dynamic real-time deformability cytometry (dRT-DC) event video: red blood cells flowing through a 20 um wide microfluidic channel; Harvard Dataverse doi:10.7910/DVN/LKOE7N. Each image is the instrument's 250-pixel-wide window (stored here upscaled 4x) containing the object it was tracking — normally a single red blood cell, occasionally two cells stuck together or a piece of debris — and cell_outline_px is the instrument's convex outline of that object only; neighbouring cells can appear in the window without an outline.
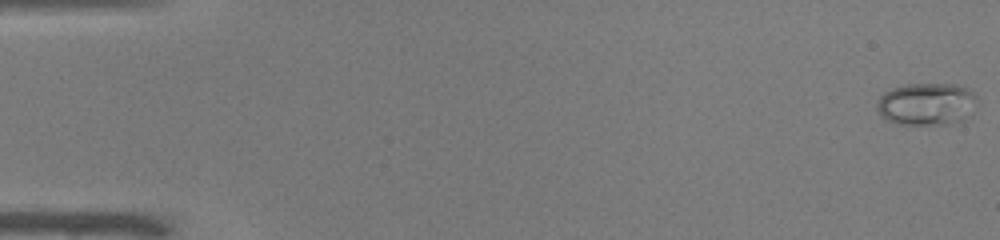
{"species": "common noctule bat (a hibernating species)", "species_latin": "Nyctalus noctula", "temperature_condition": "warm", "stored_images_in_passage": 51, "camera_frame_rate_fps": 3000, "um_per_image_px": 0.085, "animal": {"sex": "male", "body_mass_g": 19.0, "forearm_length_mm": 50.8}, "frame": {"image": 1, "passage_image": 1, "time_ms": 0.0, "image_size_px": [1000, 240], "cell_outline_px": [[976, 100], [964, 120], [948, 124], [896, 124], [880, 116], [876, 108], [876, 104], [880, 96], [884, 92], [892, 88], [908, 84], [956, 84], [968, 88], [976, 96]], "centroid_in_image_um": [78.71, 8.84], "position_along_channel_um": 6.3, "area_um2": 24.68}}
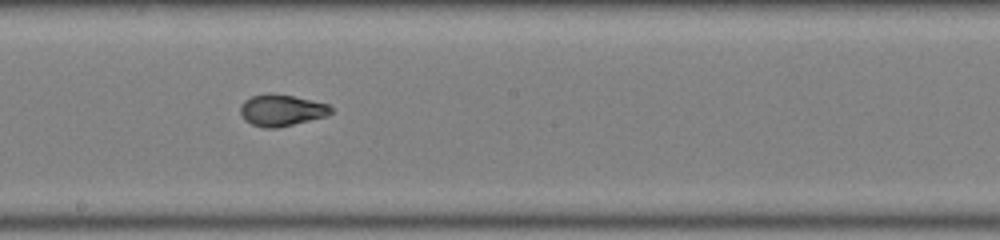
{"frame": {"image": 2, "passage_image": 29, "time_ms": 9.333, "image_size_px": [1000, 240], "cell_outline_px": [[332, 112], [328, 116], [276, 128], [264, 128], [252, 124], [244, 120], [240, 112], [240, 104], [244, 100], [252, 96], [268, 92], [292, 96], [328, 104], [332, 108]], "centroid_in_image_um": [23.9, 9.37], "position_along_channel_um": 224.3, "area_um2": 16.7}}
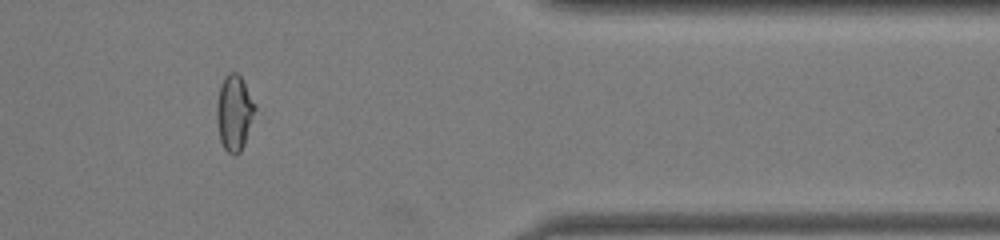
{"frame": {"image": 3, "passage_image": 43, "time_ms": 14.0, "image_size_px": [1000, 240], "cell_outline_px": [[256, 108], [244, 144], [240, 152], [236, 156], [232, 156], [224, 148], [220, 140], [216, 120], [216, 104], [220, 84], [224, 76], [228, 72], [236, 72], [240, 76], [256, 104]], "centroid_in_image_um": [19.89, 9.58], "position_along_channel_um": 391.5, "area_um2": 16.99}, "authors_computed_cell_mechanics": {"area_um2": 17.2822, "velocity_mm_per_s": 4.0053, "shape_relaxation_time_tau1_ms": 10.1375, "shape_relaxation_time_tau2_ms": 0.7793, "deformation_change_tau1": 0.3138, "deformation_change_tau2": 0.0579}}